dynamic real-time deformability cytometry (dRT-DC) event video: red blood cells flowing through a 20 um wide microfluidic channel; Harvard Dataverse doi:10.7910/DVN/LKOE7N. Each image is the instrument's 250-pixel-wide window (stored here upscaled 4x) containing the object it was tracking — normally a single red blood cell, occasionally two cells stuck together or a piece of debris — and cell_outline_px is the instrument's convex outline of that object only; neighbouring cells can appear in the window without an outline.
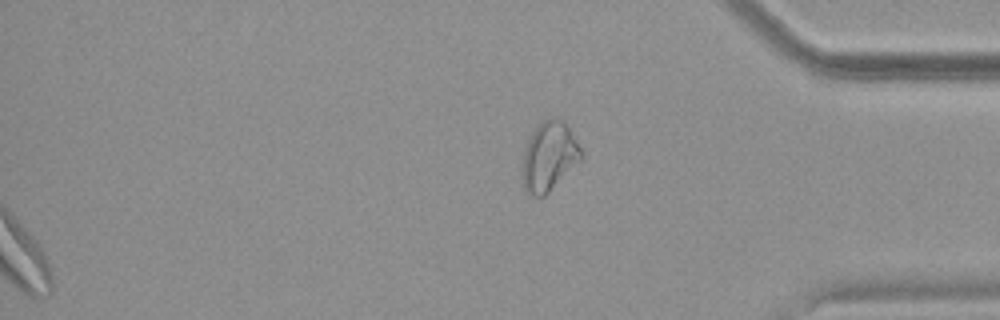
{"species": "common noctule bat (a hibernating species)", "species_latin": "Nyctalus noctula", "temperature_condition": "warm", "stored_images_in_passage": 46, "segment_of_instrument_passage": [2, 2], "camera_frame_rate_fps": 3000, "um_per_image_px": 0.085, "animal": {"sex": "female", "body_mass_g": 18.4}, "frame": {"image": 1, "passage_image": 46, "time_ms": 15.0, "image_size_px": [1000, 320], "cell_outline_px": [[584, 156], [544, 196], [528, 196], [524, 188], [524, 148], [536, 124], [544, 120], [556, 116], [564, 120], [584, 152]], "centroid_in_image_um": [46.69, 13.25], "position_along_channel_um": 388.5, "area_um2": 23.52}}